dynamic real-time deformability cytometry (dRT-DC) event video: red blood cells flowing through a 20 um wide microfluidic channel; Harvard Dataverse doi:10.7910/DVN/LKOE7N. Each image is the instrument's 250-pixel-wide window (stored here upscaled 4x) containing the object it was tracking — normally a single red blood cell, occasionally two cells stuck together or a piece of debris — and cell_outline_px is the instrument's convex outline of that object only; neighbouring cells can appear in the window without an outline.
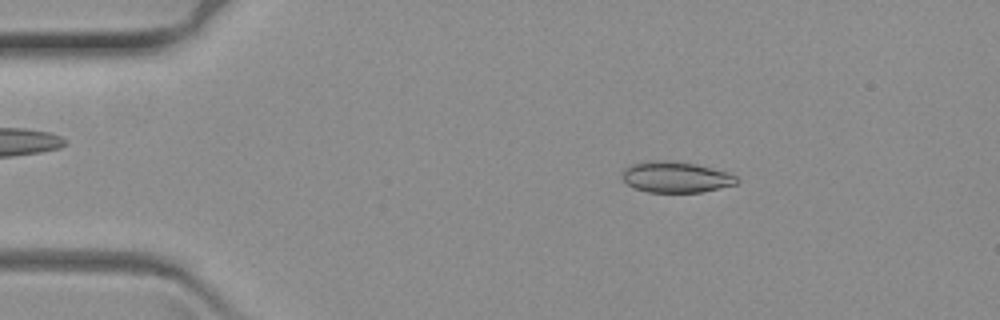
{"species": "common noctule bat (a hibernating species)", "species_latin": "Nyctalus noctula", "temperature_condition": "warm", "stored_images_in_passage": 60, "camera_frame_rate_fps": 3000, "um_per_image_px": 0.085, "animal": {"sex": "female", "body_mass_g": 19.3, "forearm_length_mm": 54.1}, "frame": {"image": 1, "passage_image": 8, "time_ms": 2.333, "image_size_px": [1000, 320], "cell_outline_px": [[740, 180], [736, 184], [700, 192], [648, 192], [636, 188], [628, 184], [620, 176], [620, 172], [624, 168], [632, 164], [648, 160], [672, 160], [696, 164], [728, 172], [736, 176]], "centroid_in_image_um": [57.42, 15.03], "position_along_channel_um": 27.6, "area_um2": 20.81}}
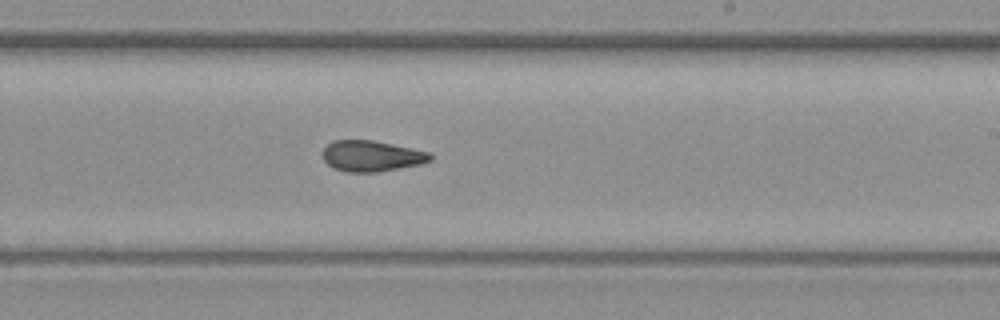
{"frame": {"image": 2, "passage_image": 35, "time_ms": 11.333, "image_size_px": [1000, 320], "cell_outline_px": [[432, 160], [420, 164], [380, 172], [344, 172], [328, 164], [324, 160], [324, 148], [332, 140], [372, 140], [412, 148], [428, 152], [432, 156]], "centroid_in_image_um": [31.59, 13.26], "position_along_channel_um": 257.4, "area_um2": 19.25}}
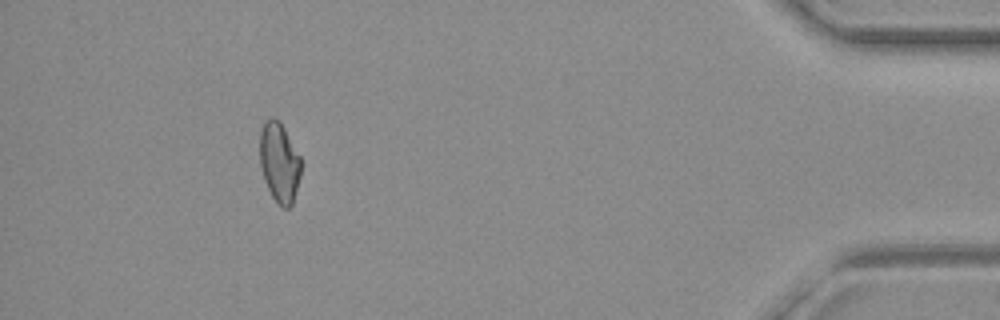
{"frame": {"image": 3, "passage_image": 55, "time_ms": 18.0, "image_size_px": [1000, 320], "cell_outline_px": [[300, 176], [292, 204], [288, 208], [284, 208], [272, 196], [264, 180], [260, 164], [260, 132], [264, 124], [272, 116], [280, 120], [300, 156]], "centroid_in_image_um": [23.74, 13.78], "position_along_channel_um": 411.5, "area_um2": 18.9}}